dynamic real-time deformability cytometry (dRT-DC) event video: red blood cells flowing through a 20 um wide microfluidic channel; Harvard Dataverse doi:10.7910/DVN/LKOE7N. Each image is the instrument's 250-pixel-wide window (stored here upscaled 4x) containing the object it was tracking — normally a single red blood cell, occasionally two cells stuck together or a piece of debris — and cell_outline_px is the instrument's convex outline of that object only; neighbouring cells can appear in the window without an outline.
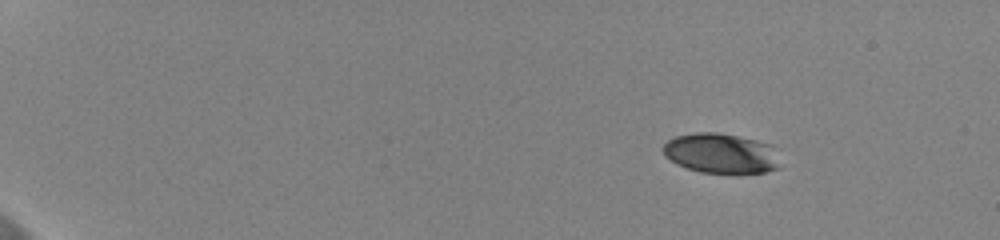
{"species": "human", "species_latin": "Homo sapiens", "temperature_condition": "cold", "stored_images_in_passage": 51, "camera_frame_rate_fps": 3000, "um_per_image_px": 0.085, "donor": {"sex": "female"}, "frame": {"image": 1, "passage_image": 1, "time_ms": 0.0, "image_size_px": [1000, 240], "cell_outline_px": [[780, 168], [764, 172], [700, 172], [676, 164], [664, 156], [664, 144], [668, 140], [676, 136], [696, 132], [716, 132], [756, 140], [772, 144]], "centroid_in_image_um": [61.26, 13.02], "position_along_channel_um": 23.7, "area_um2": 26.93}}
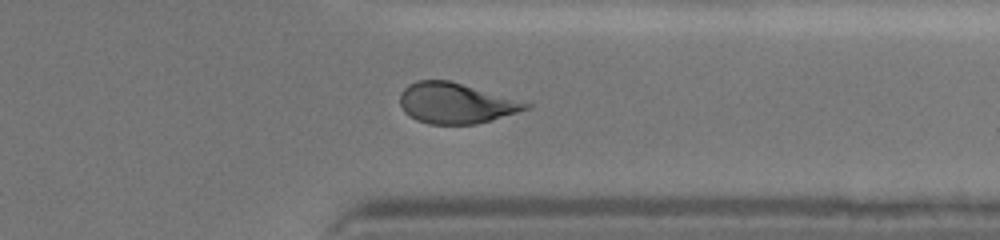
{"frame": {"image": 2, "passage_image": 41, "time_ms": 13.333, "image_size_px": [1000, 240], "cell_outline_px": [[532, 108], [492, 120], [476, 124], [428, 124], [416, 120], [404, 112], [400, 104], [400, 92], [408, 84], [420, 80], [448, 80], [532, 104]], "centroid_in_image_um": [38.72, 8.78], "position_along_channel_um": 372.7, "area_um2": 29.59}}
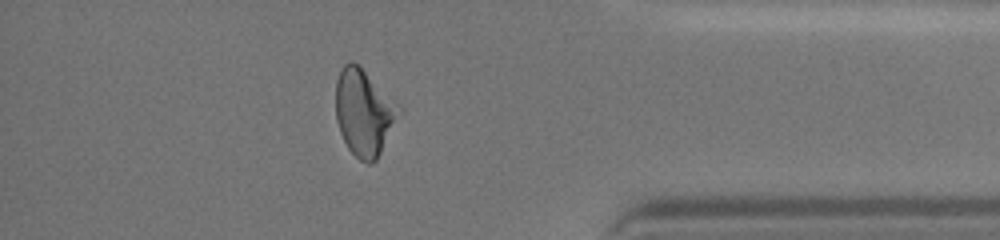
{"frame": {"image": 3, "passage_image": 45, "time_ms": 14.667, "image_size_px": [1000, 240], "cell_outline_px": [[404, 108], [376, 160], [372, 164], [368, 164], [360, 160], [348, 148], [340, 132], [336, 120], [336, 80], [340, 68], [348, 60], [352, 60]], "centroid_in_image_um": [30.94, 9.55], "position_along_channel_um": 404.3, "area_um2": 31.85}, "authors_computed_cell_mechanics": {"area_um2": 30.4028, "velocity_mm_per_s": 3.6507, "shape_relaxation_time_tau1_ms": 5.1347, "shape_relaxation_time_tau2_ms": 2.5059, "deformation_change_tau1": 0.1739, "deformation_change_tau2": 0.0869}}